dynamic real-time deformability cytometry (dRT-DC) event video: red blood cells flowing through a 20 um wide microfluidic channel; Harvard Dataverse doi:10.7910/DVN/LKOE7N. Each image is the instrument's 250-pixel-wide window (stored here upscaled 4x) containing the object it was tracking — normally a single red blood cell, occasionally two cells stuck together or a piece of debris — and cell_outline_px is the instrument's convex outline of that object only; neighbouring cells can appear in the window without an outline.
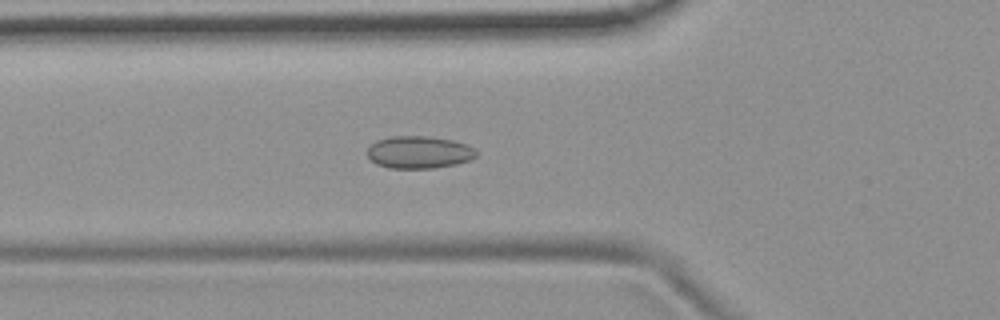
{"species": "common noctule bat (a hibernating species)", "species_latin": "Nyctalus noctula", "temperature_condition": "room temperature", "stored_images_in_passage": 53, "camera_frame_rate_fps": 3000, "um_per_image_px": 0.085, "animal": {"sex": "female", "body_mass_g": 19.9}, "frame": {"image": 1, "passage_image": 18, "time_ms": 5.667, "image_size_px": [1000, 320], "cell_outline_px": [[476, 156], [468, 160], [456, 164], [432, 168], [388, 168], [376, 164], [368, 156], [368, 148], [376, 140], [392, 136], [428, 136], [452, 140], [468, 144], [476, 148]], "centroid_in_image_um": [35.62, 12.93], "position_along_channel_um": 90.2, "area_um2": 20.58}}
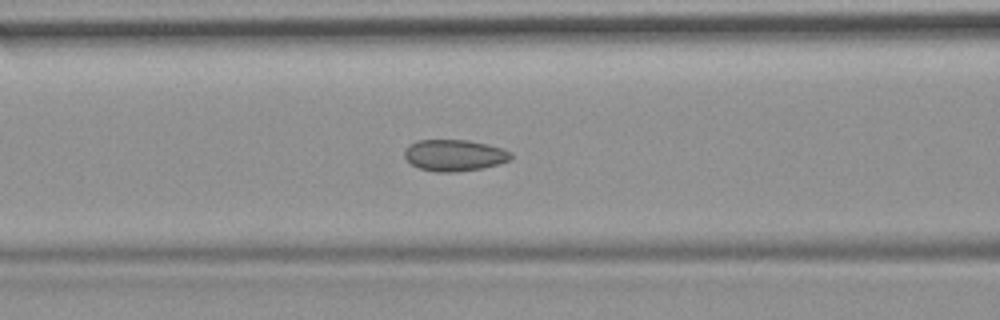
{"frame": {"image": 2, "passage_image": 21, "time_ms": 6.667, "image_size_px": [1000, 320], "cell_outline_px": [[512, 156], [508, 160], [500, 164], [484, 168], [456, 172], [436, 172], [420, 168], [412, 164], [404, 156], [404, 152], [408, 144], [416, 140], [468, 140], [488, 144], [504, 148], [512, 152]], "centroid_in_image_um": [38.64, 13.19], "position_along_channel_um": 128.0, "area_um2": 19.71}}
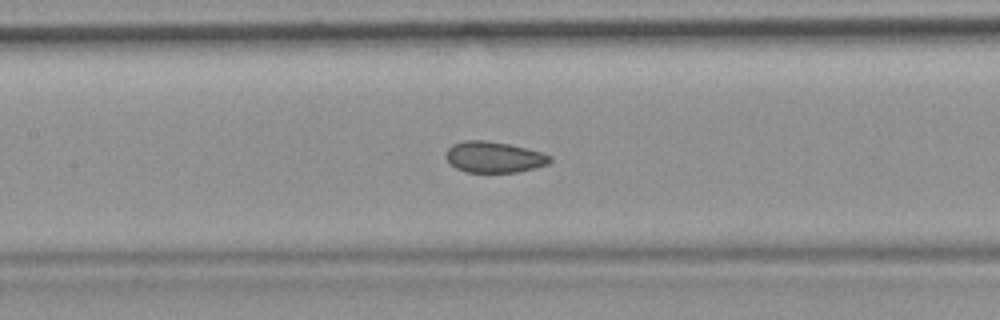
{"frame": {"image": 3, "passage_image": 24, "time_ms": 7.667, "image_size_px": [1000, 320], "cell_outline_px": [[552, 160], [548, 164], [536, 168], [516, 172], [468, 172], [456, 168], [444, 156], [448, 148], [452, 144], [464, 140], [484, 140], [508, 144], [540, 152], [552, 156]], "centroid_in_image_um": [41.98, 13.35], "position_along_channel_um": 165.4, "area_um2": 18.73}, "authors_computed_cell_mechanics": {"area_um2": 19.8832, "velocity_mm_per_s": 3.7496, "shape_relaxation_time_tau1_ms": null, "shape_relaxation_time_tau2_ms": 2.4381, "deformation_change_tau1": null, "deformation_change_tau2": 0.057}}